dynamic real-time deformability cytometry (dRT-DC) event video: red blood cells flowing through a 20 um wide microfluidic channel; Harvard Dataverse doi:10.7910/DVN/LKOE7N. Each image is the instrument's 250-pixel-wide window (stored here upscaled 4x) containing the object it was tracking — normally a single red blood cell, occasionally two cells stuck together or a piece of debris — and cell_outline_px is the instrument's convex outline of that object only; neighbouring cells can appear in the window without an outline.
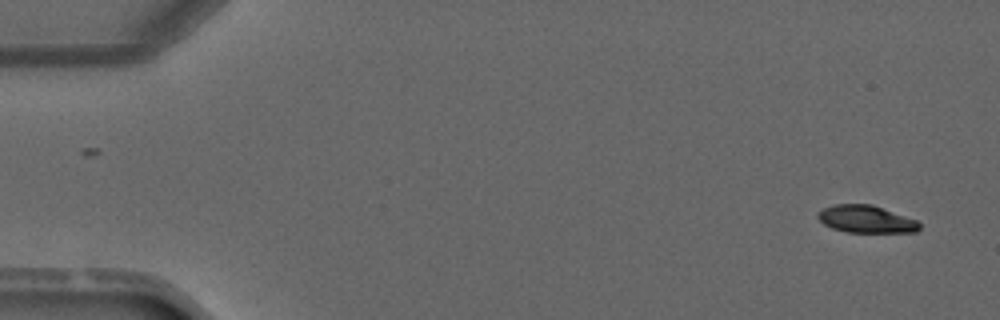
{"species": "common noctule bat (a hibernating species)", "species_latin": "Nyctalus noctula", "temperature_condition": "warm", "stored_images_in_passage": 2, "camera_frame_rate_fps": 3000, "um_per_image_px": 0.085, "animal": {"sex": "male", "forearm_length_mm": 52.5}, "frame": {"image": 1, "passage_image": 2, "time_ms": 1.333, "image_size_px": [1000, 320], "cell_outline_px": [[920, 228], [916, 232], [848, 232], [832, 228], [824, 224], [816, 216], [824, 208], [836, 204], [872, 204], [916, 220], [920, 224]], "centroid_in_image_um": [73.62, 18.63], "position_along_channel_um": 11.4, "area_um2": 16.01}}